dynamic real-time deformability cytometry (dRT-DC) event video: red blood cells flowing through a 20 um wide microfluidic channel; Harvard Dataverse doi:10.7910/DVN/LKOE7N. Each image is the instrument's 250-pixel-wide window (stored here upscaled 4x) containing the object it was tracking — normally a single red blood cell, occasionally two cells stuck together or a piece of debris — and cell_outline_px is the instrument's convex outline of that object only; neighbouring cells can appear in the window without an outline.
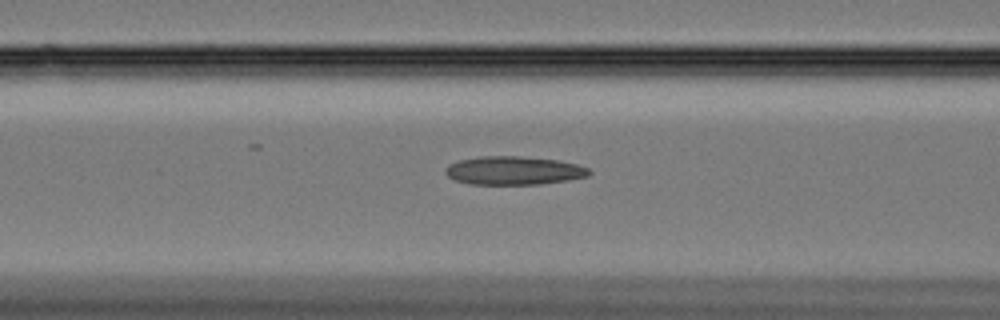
{"species": "Egyptian fruit bat (a non-hibernating species)", "species_latin": "Rousettus aegyptiacus", "temperature_condition": "cold", "stored_images_in_passage": 49, "camera_frame_rate_fps": 3000, "um_per_image_px": 0.085, "animal": {"sex": "female"}, "frame": {"image": 1, "passage_image": 14, "time_ms": 4.333, "image_size_px": [1000, 320], "cell_outline_px": [[592, 172], [588, 176], [568, 180], [540, 184], [468, 184], [456, 180], [448, 176], [444, 172], [444, 168], [448, 164], [460, 160], [480, 156], [520, 156], [556, 160], [576, 164], [588, 168]], "centroid_in_image_um": [43.64, 14.5], "position_along_channel_um": 123.0, "area_um2": 23.81}}
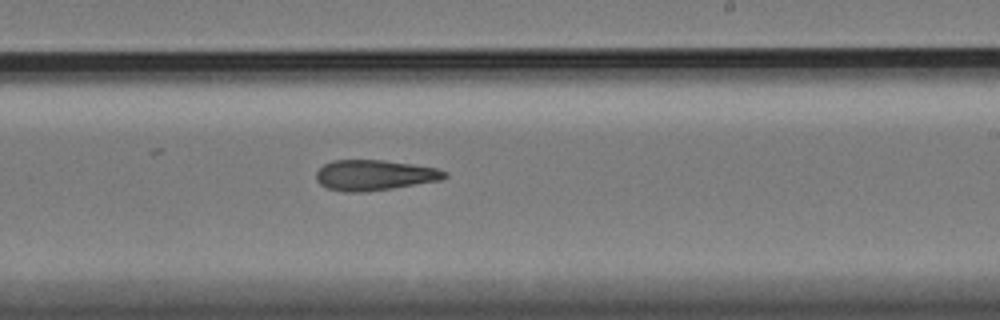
{"frame": {"image": 2, "passage_image": 26, "time_ms": 8.333, "image_size_px": [1000, 320], "cell_outline_px": [[448, 176], [440, 180], [392, 188], [360, 192], [344, 192], [328, 188], [320, 184], [316, 180], [316, 172], [324, 164], [332, 160], [384, 160], [412, 164], [436, 168], [448, 172]], "centroid_in_image_um": [31.81, 14.88], "position_along_channel_um": 257.2, "area_um2": 22.72}}
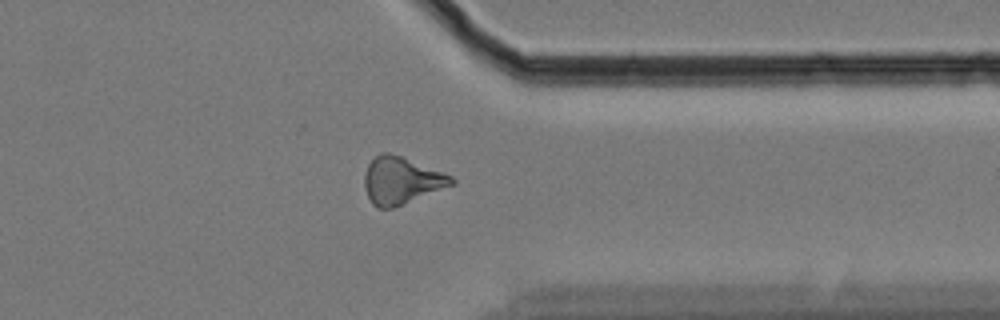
{"frame": {"image": 3, "passage_image": 37, "time_ms": 12.0, "image_size_px": [1000, 320], "cell_outline_px": [[456, 184], [392, 208], [376, 208], [372, 204], [364, 188], [364, 176], [368, 164], [380, 152], [388, 152], [400, 156], [444, 172], [452, 176], [456, 180]], "centroid_in_image_um": [34.12, 15.35], "position_along_channel_um": 377.3, "area_um2": 23.87}, "authors_computed_cell_mechanics": {"area_um2": 23.2356, "velocity_mm_per_s": 3.3607, "shape_relaxation_time_tau1_ms": 7.0409, "shape_relaxation_time_tau2_ms": null, "deformation_change_tau1": 0.1679, "deformation_change_tau2": null}}